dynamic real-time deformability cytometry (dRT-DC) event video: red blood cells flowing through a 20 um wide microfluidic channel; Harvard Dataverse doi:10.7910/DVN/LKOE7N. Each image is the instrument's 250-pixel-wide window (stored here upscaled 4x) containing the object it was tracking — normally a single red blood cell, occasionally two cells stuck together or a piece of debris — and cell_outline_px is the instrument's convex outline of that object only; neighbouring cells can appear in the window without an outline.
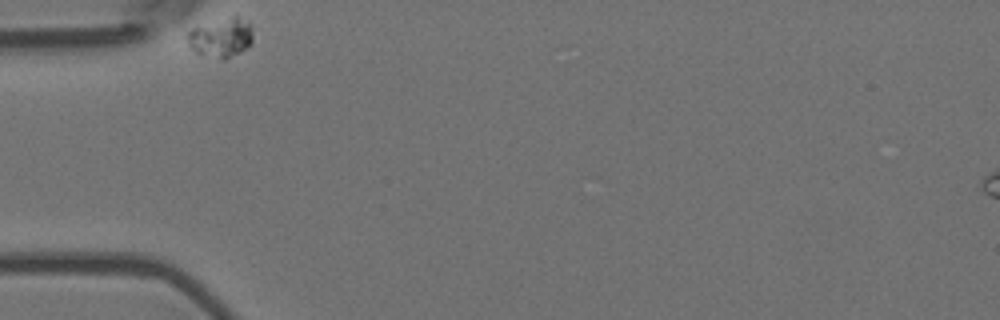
{"species": "Egyptian fruit bat (a non-hibernating species)", "species_latin": "Rousettus aegyptiacus", "temperature_condition": "room temperature", "stored_images_in_passage": 35, "camera_frame_rate_fps": 3000, "um_per_image_px": 0.085, "animal": {"sex": "female"}, "frame": {"image": 1, "passage_image": 1, "time_ms": 0.0, "image_size_px": [1000, 320], "cell_outline_px": [[252, 40], [240, 52], [224, 60], [196, 52], [188, 44], [188, 32], [192, 28], [236, 12], [252, 24]], "centroid_in_image_um": [18.83, 3.11], "position_along_channel_um": 66.2, "area_um2": 15.26}}
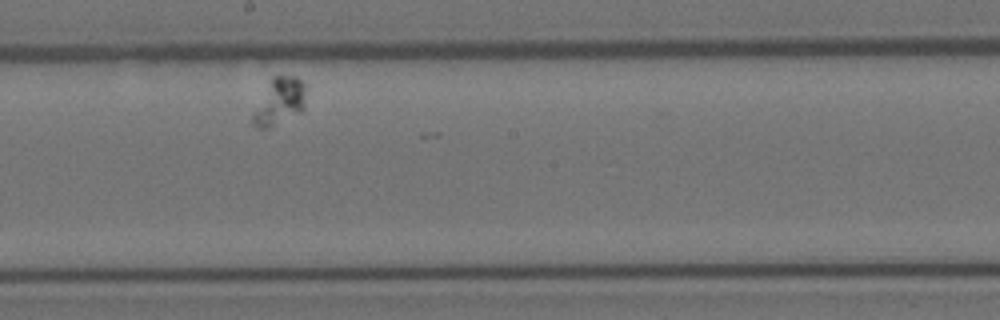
{"frame": {"image": 2, "passage_image": 19, "time_ms": 6.0, "image_size_px": [1000, 320], "cell_outline_px": [[304, 108], [300, 112], [268, 128], [256, 128], [252, 124], [252, 116], [272, 76], [296, 76], [304, 84]], "centroid_in_image_um": [23.74, 8.63], "position_along_channel_um": 224.5, "area_um2": 13.99}}
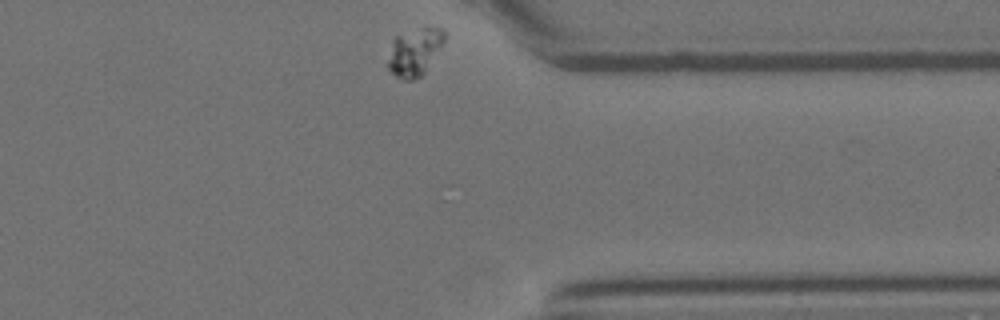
{"frame": {"image": 3, "passage_image": 35, "time_ms": 11.333, "image_size_px": [1000, 320], "cell_outline_px": [[444, 40], [424, 72], [420, 76], [412, 80], [404, 80], [396, 76], [388, 68], [388, 60], [392, 40], [396, 36], [424, 28], [440, 28], [444, 32]], "centroid_in_image_um": [35.2, 4.44], "position_along_channel_um": 376.2, "area_um2": 14.91}}